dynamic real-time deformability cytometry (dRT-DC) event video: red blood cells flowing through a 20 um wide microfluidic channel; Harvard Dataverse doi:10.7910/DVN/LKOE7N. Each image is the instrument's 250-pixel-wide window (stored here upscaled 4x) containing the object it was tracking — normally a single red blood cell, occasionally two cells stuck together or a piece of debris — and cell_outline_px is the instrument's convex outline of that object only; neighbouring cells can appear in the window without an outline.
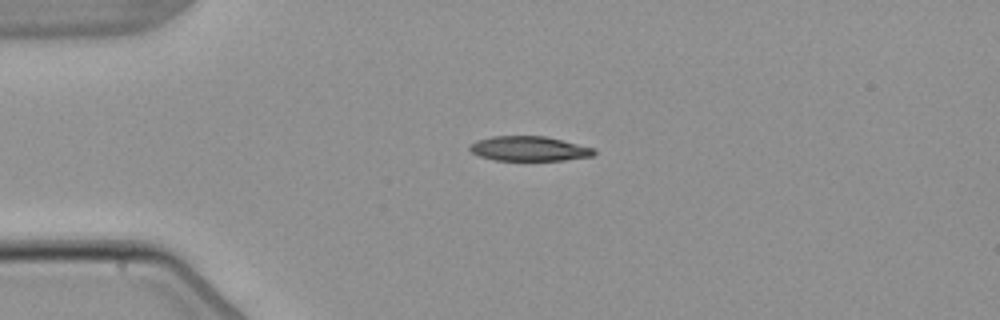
{"species": "common noctule bat (a hibernating species)", "species_latin": "Nyctalus noctula", "temperature_condition": "warm", "stored_images_in_passage": 3, "camera_frame_rate_fps": 3000, "um_per_image_px": 0.085, "animal": {"sex": "male", "body_mass_g": 21.5, "forearm_length_mm": 52.0}, "frame": {"image": 1, "passage_image": 1, "time_ms": 0.0, "image_size_px": [1000, 320], "cell_outline_px": [[596, 152], [592, 156], [564, 160], [496, 160], [480, 156], [472, 152], [468, 148], [476, 140], [492, 136], [544, 136], [596, 148]], "centroid_in_image_um": [44.99, 12.63], "position_along_channel_um": 40.0, "area_um2": 17.8}}
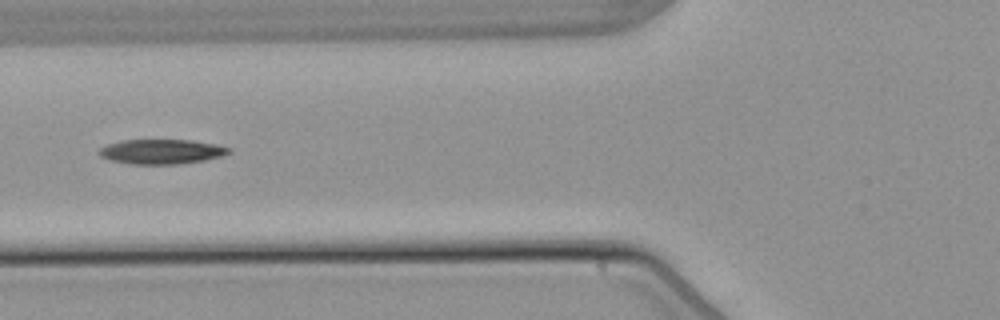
{"frame": {"image": 2, "passage_image": 3, "time_ms": 2.667, "image_size_px": [1000, 320], "cell_outline_px": [[232, 152], [224, 156], [204, 160], [180, 164], [128, 164], [108, 160], [100, 156], [96, 152], [100, 148], [108, 144], [124, 140], [192, 140], [216, 144], [232, 148]], "centroid_in_image_um": [13.74, 12.89], "position_along_channel_um": 112.1, "area_um2": 18.96}}